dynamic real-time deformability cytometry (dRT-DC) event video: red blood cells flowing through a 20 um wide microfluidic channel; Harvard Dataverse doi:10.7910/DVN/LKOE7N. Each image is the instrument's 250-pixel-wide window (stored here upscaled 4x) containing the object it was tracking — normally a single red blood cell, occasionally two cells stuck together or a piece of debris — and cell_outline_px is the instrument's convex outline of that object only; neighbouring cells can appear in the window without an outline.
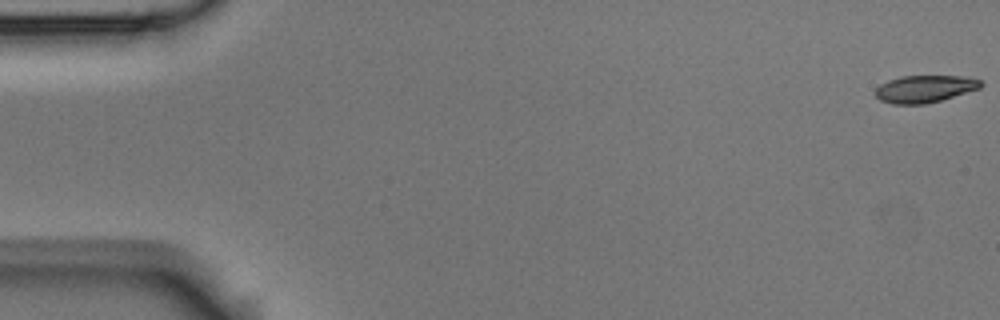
{"species": "Egyptian fruit bat (a non-hibernating species)", "species_latin": "Rousettus aegyptiacus", "temperature_condition": "room temperature", "stored_images_in_passage": 5, "camera_frame_rate_fps": 3000, "um_per_image_px": 0.085, "animal": {"sex": "male"}, "frame": {"image": 1, "passage_image": 1, "time_ms": 0.0, "image_size_px": [1000, 320], "cell_outline_px": [[984, 84], [980, 88], [940, 100], [924, 104], [892, 104], [880, 100], [872, 92], [880, 84], [888, 80], [900, 76], [964, 76], [980, 80]], "centroid_in_image_um": [78.56, 7.55], "position_along_channel_um": 6.4, "area_um2": 16.76}}
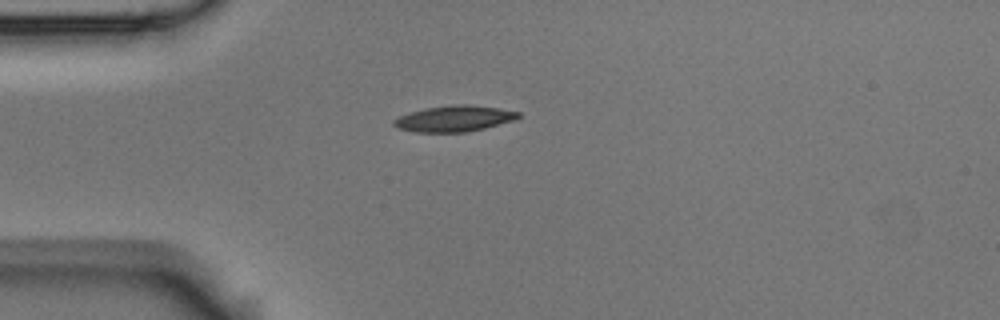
{"frame": {"image": 2, "passage_image": 5, "time_ms": 1.333, "image_size_px": [1000, 320], "cell_outline_px": [[520, 116], [516, 120], [484, 128], [464, 132], [416, 132], [396, 128], [392, 124], [392, 120], [400, 116], [424, 108], [456, 104], [464, 104], [496, 108], [520, 112]], "centroid_in_image_um": [38.59, 10.09], "position_along_channel_um": 46.4, "area_um2": 18.73}}